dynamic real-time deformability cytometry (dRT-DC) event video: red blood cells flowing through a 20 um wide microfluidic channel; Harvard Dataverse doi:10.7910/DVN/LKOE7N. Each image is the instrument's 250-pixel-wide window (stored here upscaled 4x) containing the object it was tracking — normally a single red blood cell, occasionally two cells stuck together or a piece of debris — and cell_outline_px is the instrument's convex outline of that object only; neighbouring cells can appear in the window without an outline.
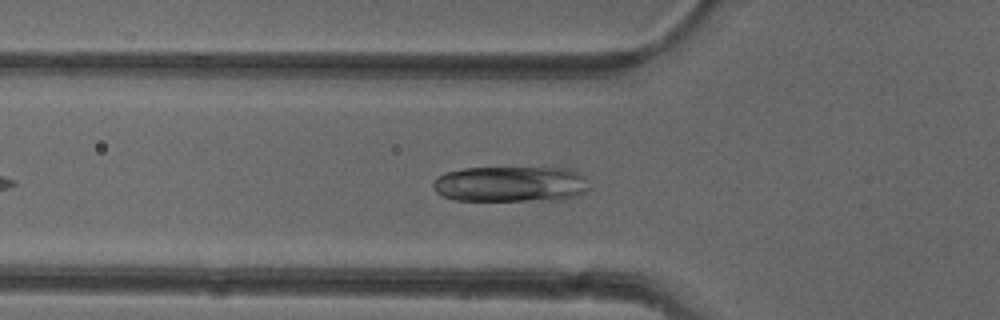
{"species": "common noctule bat (a hibernating species)", "species_latin": "Nyctalus noctula", "temperature_condition": "cold", "stored_images_in_passage": 33, "camera_frame_rate_fps": 3000, "um_per_image_px": 0.085, "animal": {"sex": "female"}, "frame": {"image": 1, "passage_image": 4, "time_ms": 1.0, "image_size_px": [1000, 320], "cell_outline_px": [[588, 192], [564, 200], [456, 200], [444, 196], [436, 192], [432, 184], [444, 172], [464, 168], [560, 164], [584, 176]], "centroid_in_image_um": [43.49, 15.58], "position_along_channel_um": 82.3, "area_um2": 33.93}}
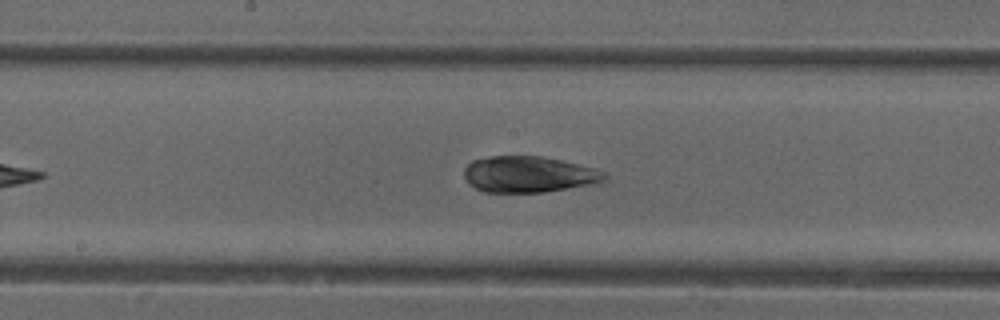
{"frame": {"image": 2, "passage_image": 13, "time_ms": 4.0, "image_size_px": [1000, 320], "cell_outline_px": [[608, 180], [600, 184], [544, 192], [484, 192], [468, 184], [464, 176], [464, 168], [472, 160], [492, 156], [540, 156], [560, 160], [592, 168], [604, 172], [608, 176]], "centroid_in_image_um": [44.97, 14.83], "position_along_channel_um": 203.2, "area_um2": 29.82}}
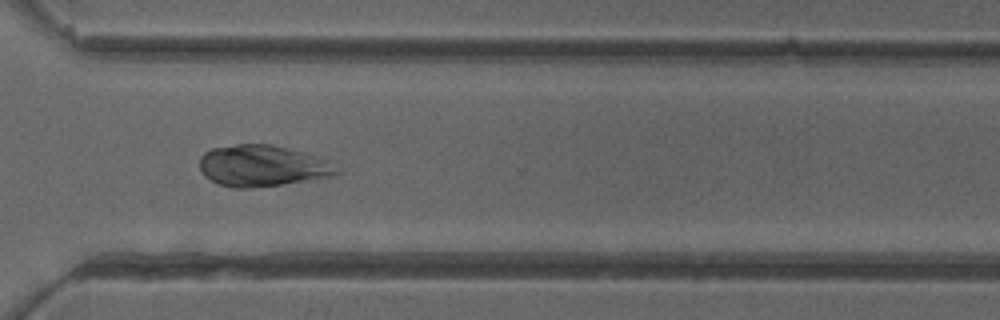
{"frame": {"image": 3, "passage_image": 24, "time_ms": 7.667, "image_size_px": [1000, 320], "cell_outline_px": [[340, 172], [332, 176], [280, 184], [252, 188], [236, 188], [220, 184], [204, 176], [200, 168], [200, 156], [204, 152], [212, 148], [236, 144], [272, 144], [320, 156], [328, 160]], "centroid_in_image_um": [22.28, 14.08], "position_along_channel_um": 348.3, "area_um2": 32.89}, "authors_computed_cell_mechanics": {"area_um2": 29.9982, "velocity_mm_per_s": 3.9552, "shape_relaxation_time_tau1_ms": null, "shape_relaxation_time_tau2_ms": 1.1144, "deformation_change_tau1": null, "deformation_change_tau2": 0.0603}}